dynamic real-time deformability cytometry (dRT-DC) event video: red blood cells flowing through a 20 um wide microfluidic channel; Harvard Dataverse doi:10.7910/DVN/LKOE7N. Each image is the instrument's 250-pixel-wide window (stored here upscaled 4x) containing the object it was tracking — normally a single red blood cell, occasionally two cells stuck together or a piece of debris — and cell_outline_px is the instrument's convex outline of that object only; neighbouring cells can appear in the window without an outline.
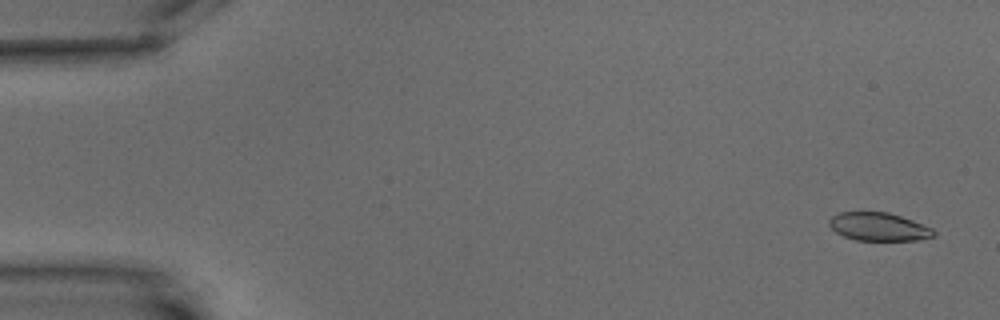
{"species": "common noctule bat (a hibernating species)", "species_latin": "Nyctalus noctula", "temperature_condition": "warm", "stored_images_in_passage": 4, "camera_frame_rate_fps": 3000, "um_per_image_px": 0.085, "animal": {"sex": "male", "body_mass_g": 15.6}, "frame": {"image": 1, "passage_image": 1, "time_ms": 0.0, "image_size_px": [1000, 320], "cell_outline_px": [[936, 236], [916, 240], [856, 240], [844, 236], [836, 232], [828, 224], [828, 220], [832, 216], [840, 212], [888, 212], [912, 220], [932, 228], [936, 232]], "centroid_in_image_um": [74.69, 19.27], "position_along_channel_um": 10.3, "area_um2": 17.11}}